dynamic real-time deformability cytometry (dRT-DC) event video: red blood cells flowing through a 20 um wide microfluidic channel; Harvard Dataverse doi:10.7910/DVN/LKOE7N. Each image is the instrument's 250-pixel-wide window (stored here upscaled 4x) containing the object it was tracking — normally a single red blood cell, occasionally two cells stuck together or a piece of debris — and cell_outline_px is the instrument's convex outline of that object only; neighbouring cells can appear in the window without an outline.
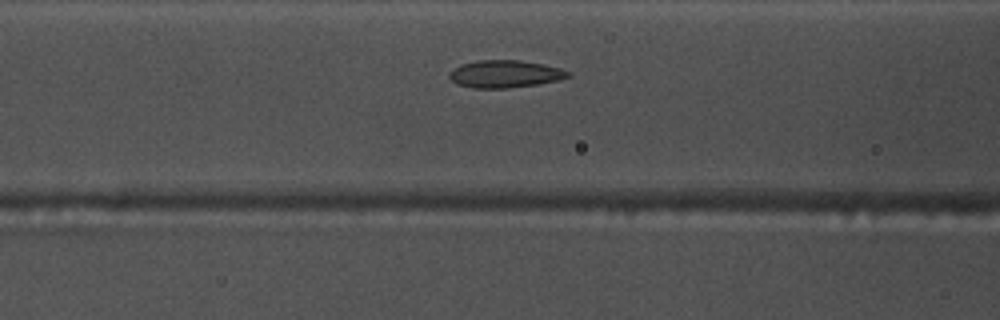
{"species": "common noctule bat (a hibernating species)", "species_latin": "Nyctalus noctula", "temperature_condition": "warm", "stored_images_in_passage": 30, "camera_frame_rate_fps": 3000, "um_per_image_px": 0.085, "animal": {"sex": "male", "body_mass_g": 17.5, "forearm_length_mm": 52.3}, "frame": {"image": 1, "passage_image": 8, "time_ms": 2.333, "image_size_px": [1000, 320], "cell_outline_px": [[572, 76], [560, 80], [536, 84], [508, 88], [472, 88], [456, 84], [448, 76], [448, 72], [464, 64], [480, 60], [520, 60], [544, 64], [560, 68], [572, 72]], "centroid_in_image_um": [42.97, 6.29], "position_along_channel_um": 123.6, "area_um2": 19.02}}
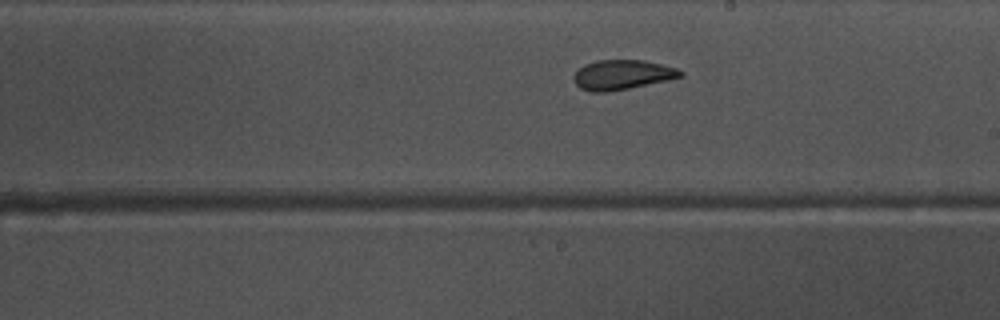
{"frame": {"image": 2, "passage_image": 17, "time_ms": 5.333, "image_size_px": [1000, 320], "cell_outline_px": [[684, 76], [668, 80], [628, 88], [604, 92], [592, 92], [580, 88], [576, 84], [572, 76], [584, 64], [596, 60], [644, 60], [676, 68], [684, 72]], "centroid_in_image_um": [52.88, 6.35], "position_along_channel_um": 236.1, "area_um2": 18.38}}
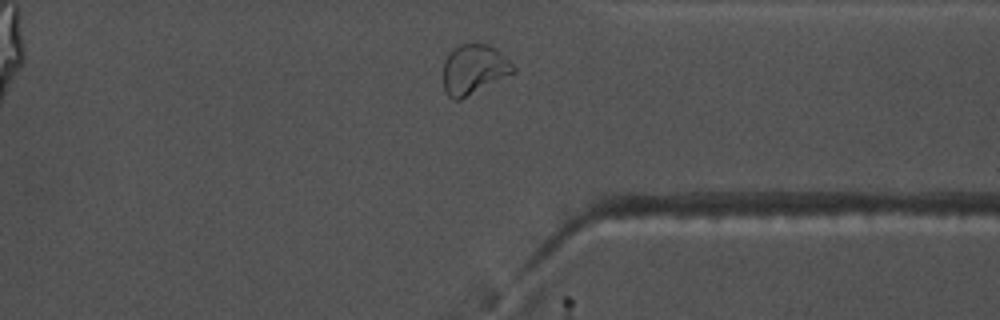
{"frame": {"image": 3, "passage_image": 28, "time_ms": 9.0, "image_size_px": [1000, 320], "cell_outline_px": [[516, 72], [460, 100], [452, 100], [444, 92], [444, 60], [452, 48], [456, 44], [472, 40], [476, 40], [488, 44], [496, 48], [516, 68]], "centroid_in_image_um": [40.26, 5.84], "position_along_channel_um": 371.1, "area_um2": 20.98}}